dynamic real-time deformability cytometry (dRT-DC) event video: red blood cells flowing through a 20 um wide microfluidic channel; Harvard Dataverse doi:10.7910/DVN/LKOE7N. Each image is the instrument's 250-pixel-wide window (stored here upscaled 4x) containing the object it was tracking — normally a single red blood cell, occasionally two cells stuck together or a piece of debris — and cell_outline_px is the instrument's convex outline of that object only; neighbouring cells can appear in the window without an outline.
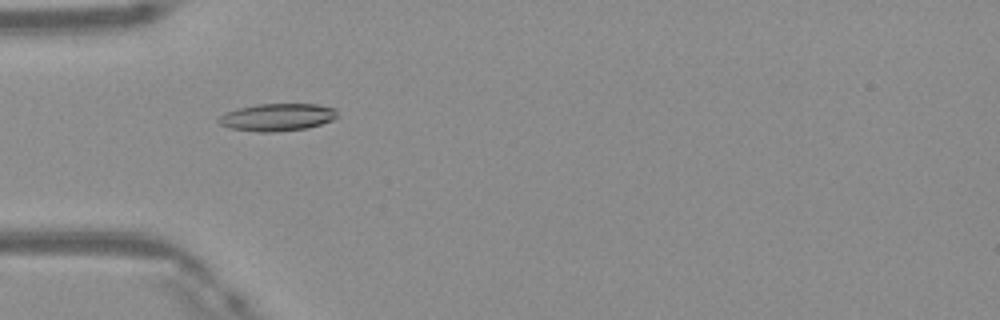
{"species": "Egyptian fruit bat (a non-hibernating species)", "species_latin": "Rousettus aegyptiacus", "temperature_condition": "warm", "stored_images_in_passage": 44, "camera_frame_rate_fps": 3000, "um_per_image_px": 0.085, "frame": {"image": 1, "passage_image": 11, "time_ms": 3.333, "image_size_px": [1000, 320], "cell_outline_px": [[336, 116], [332, 120], [308, 128], [276, 132], [260, 132], [228, 128], [220, 124], [216, 120], [220, 116], [228, 112], [240, 108], [260, 104], [316, 104], [336, 108]], "centroid_in_image_um": [23.57, 9.97], "position_along_channel_um": 61.4, "area_um2": 18.84}}
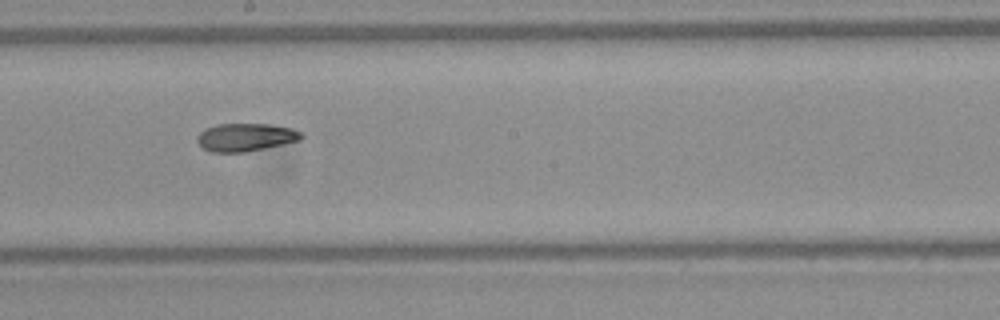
{"frame": {"image": 2, "passage_image": 23, "time_ms": 7.333, "image_size_px": [1000, 320], "cell_outline_px": [[304, 136], [300, 140], [264, 148], [244, 152], [212, 152], [200, 148], [196, 140], [196, 136], [204, 128], [220, 124], [268, 124], [292, 128], [300, 132]], "centroid_in_image_um": [20.82, 11.67], "position_along_channel_um": 227.4, "area_um2": 16.99}}
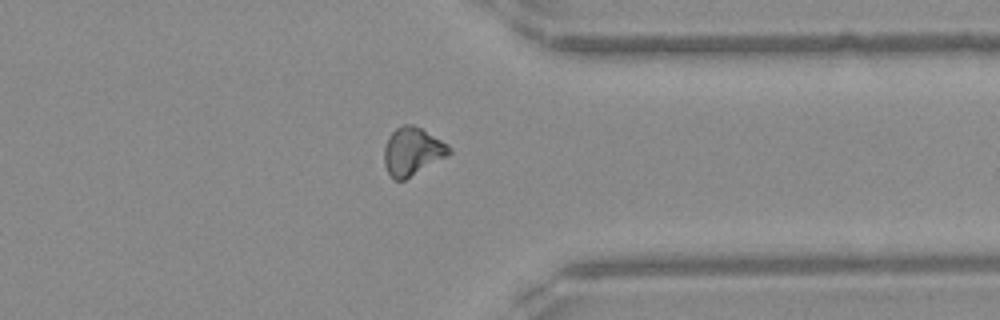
{"frame": {"image": 3, "passage_image": 34, "time_ms": 11.0, "image_size_px": [1000, 320], "cell_outline_px": [[452, 152], [448, 156], [404, 180], [396, 180], [388, 172], [384, 164], [384, 148], [388, 136], [396, 128], [404, 124], [412, 124], [420, 128], [448, 144], [452, 148]], "centroid_in_image_um": [35.06, 12.86], "position_along_channel_um": 376.3, "area_um2": 18.09}, "authors_computed_cell_mechanics": {"area_um2": 17.5423, "velocity_mm_per_s": 4.1849, "shape_relaxation_time_tau1_ms": null, "shape_relaxation_time_tau2_ms": 7.9157, "deformation_change_tau1": null, "deformation_change_tau2": 0.1413}}